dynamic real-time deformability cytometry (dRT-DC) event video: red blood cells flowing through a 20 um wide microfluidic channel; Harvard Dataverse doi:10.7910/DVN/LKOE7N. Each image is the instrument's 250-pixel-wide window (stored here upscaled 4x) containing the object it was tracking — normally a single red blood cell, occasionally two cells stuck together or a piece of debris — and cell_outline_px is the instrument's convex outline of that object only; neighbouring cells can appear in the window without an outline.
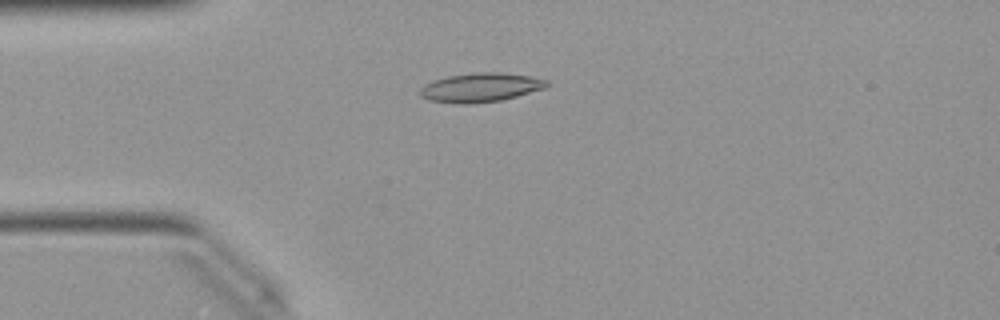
{"species": "Egyptian fruit bat (a non-hibernating species)", "species_latin": "Rousettus aegyptiacus", "temperature_condition": "warm", "stored_images_in_passage": 50, "camera_frame_rate_fps": 3000, "um_per_image_px": 0.085, "animal": {"sex": "female"}, "frame": {"image": 1, "passage_image": 13, "time_ms": 4.0, "image_size_px": [1000, 320], "cell_outline_px": [[548, 84], [544, 88], [516, 96], [500, 100], [468, 104], [456, 104], [428, 100], [420, 96], [420, 88], [424, 84], [448, 76], [476, 72], [500, 72], [528, 76], [548, 80]], "centroid_in_image_um": [40.8, 7.44], "position_along_channel_um": 44.2, "area_um2": 21.27}}
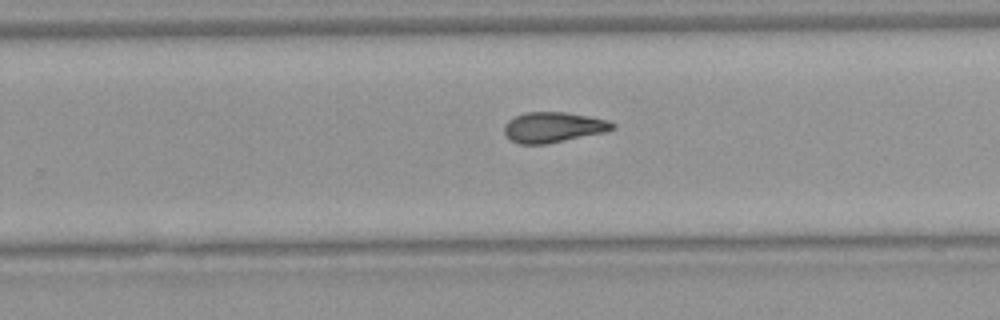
{"frame": {"image": 2, "passage_image": 32, "time_ms": 10.333, "image_size_px": [1000, 320], "cell_outline_px": [[616, 128], [604, 132], [548, 144], [520, 144], [512, 140], [504, 132], [504, 124], [508, 120], [524, 112], [568, 112], [608, 120], [616, 124]], "centroid_in_image_um": [47.04, 10.81], "position_along_channel_um": 282.8, "area_um2": 19.19}}
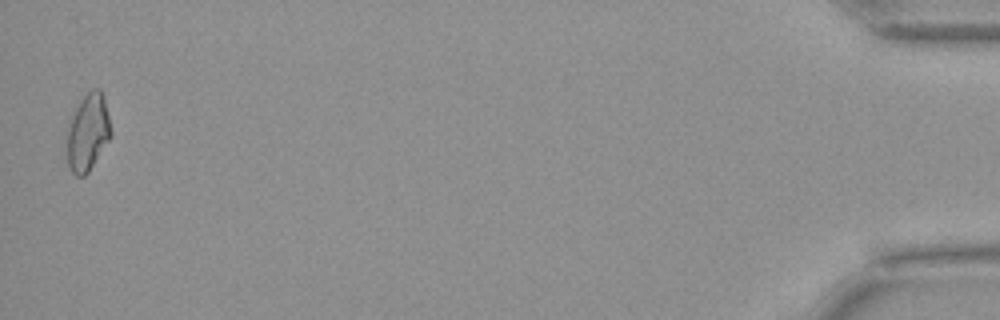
{"frame": {"image": 3, "passage_image": 50, "time_ms": 16.333, "image_size_px": [1000, 320], "cell_outline_px": [[112, 136], [88, 172], [84, 176], [76, 176], [72, 172], [68, 164], [68, 124], [80, 100], [92, 88], [100, 88], [104, 96], [112, 132]], "centroid_in_image_um": [7.49, 11.23], "position_along_channel_um": 427.7, "area_um2": 19.59}, "authors_computed_cell_mechanics": {"area_um2": 19.3341, "velocity_mm_per_s": 4.0466, "shape_relaxation_time_tau1_ms": null, "shape_relaxation_time_tau2_ms": 3.5466, "deformation_change_tau1": null, "deformation_change_tau2": 0.1117}}